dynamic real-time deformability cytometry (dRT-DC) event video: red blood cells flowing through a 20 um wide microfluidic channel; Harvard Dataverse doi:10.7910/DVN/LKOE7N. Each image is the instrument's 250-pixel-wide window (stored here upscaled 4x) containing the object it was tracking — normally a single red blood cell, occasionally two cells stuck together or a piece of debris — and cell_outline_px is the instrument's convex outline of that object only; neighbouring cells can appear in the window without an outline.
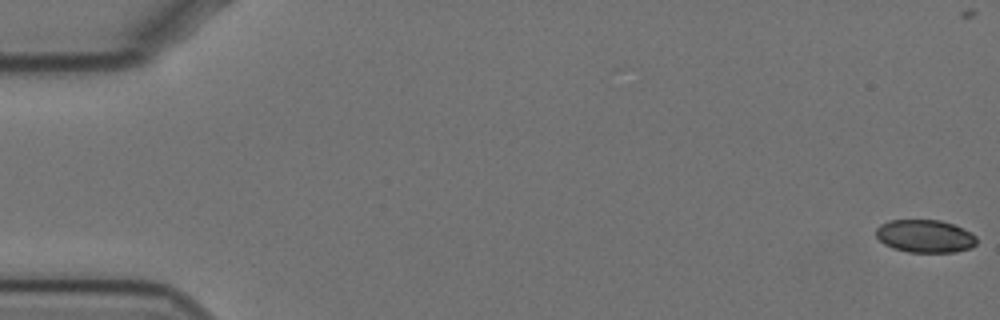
{"species": "Egyptian fruit bat (a non-hibernating species)", "species_latin": "Rousettus aegyptiacus", "temperature_condition": "cold", "stored_images_in_passage": 60, "segment_of_instrument_passage": [1, 2], "camera_frame_rate_fps": 3000, "um_per_image_px": 0.085, "animal": {"sex": "female"}, "frame": {"image": 1, "passage_image": 1, "time_ms": 0.0, "image_size_px": [1000, 320], "cell_outline_px": [[976, 244], [972, 248], [956, 252], [908, 252], [892, 248], [884, 244], [876, 236], [876, 228], [880, 224], [888, 220], [940, 220], [952, 224], [976, 236]], "centroid_in_image_um": [78.59, 20.08], "position_along_channel_um": 6.4, "area_um2": 19.25}}
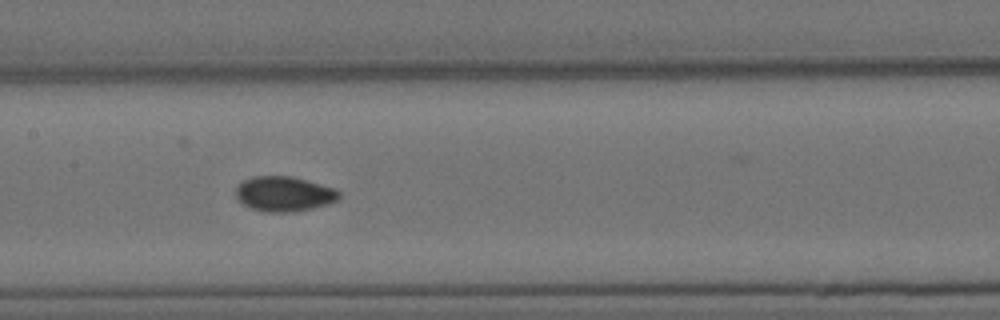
{"frame": {"image": 2, "passage_image": 29, "time_ms": 9.333, "image_size_px": [1000, 320], "cell_outline_px": [[340, 196], [336, 200], [328, 204], [312, 208], [292, 212], [264, 212], [252, 208], [244, 204], [236, 196], [236, 188], [244, 180], [252, 176], [292, 176], [308, 180], [332, 188], [340, 192]], "centroid_in_image_um": [24.14, 16.48], "position_along_channel_um": 183.3, "area_um2": 20.87}}
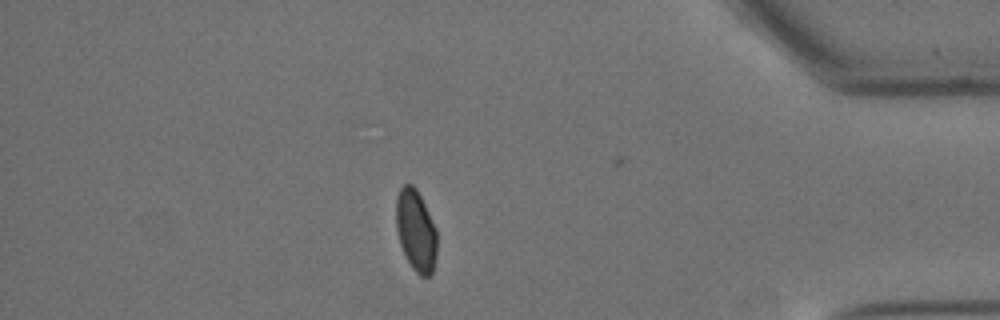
{"frame": {"image": 3, "passage_image": 51, "time_ms": 16.667, "image_size_px": [1000, 320], "cell_outline_px": [[436, 252], [432, 276], [420, 276], [412, 268], [404, 256], [400, 244], [396, 228], [396, 196], [400, 188], [404, 184], [412, 184], [416, 188], [436, 228]], "centroid_in_image_um": [35.33, 19.61], "position_along_channel_um": 399.9, "area_um2": 19.48}}